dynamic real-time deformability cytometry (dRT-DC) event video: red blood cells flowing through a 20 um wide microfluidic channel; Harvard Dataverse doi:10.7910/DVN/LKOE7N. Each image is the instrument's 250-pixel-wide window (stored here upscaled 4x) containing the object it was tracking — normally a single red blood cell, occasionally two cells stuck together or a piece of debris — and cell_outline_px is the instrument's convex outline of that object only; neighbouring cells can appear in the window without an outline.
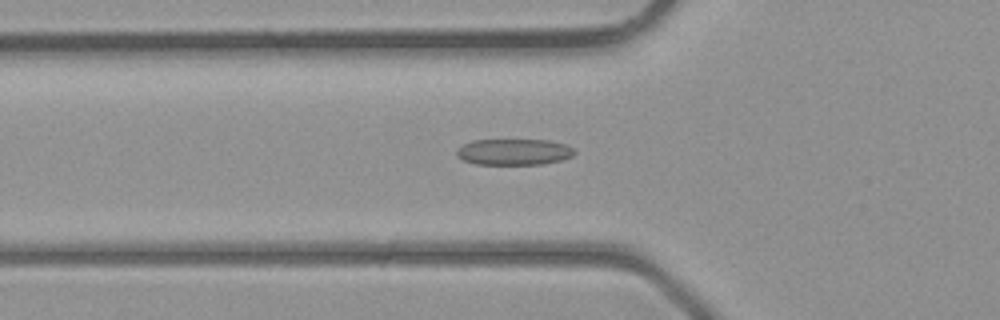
{"species": "common noctule bat (a hibernating species)", "species_latin": "Nyctalus noctula", "temperature_condition": "room temperature", "stored_images_in_passage": 36, "camera_frame_rate_fps": 3000, "um_per_image_px": 0.085, "animal": {"sex": "male", "body_mass_g": 23.1, "forearm_length_mm": 52.7}, "frame": {"image": 1, "passage_image": 9, "time_ms": 2.667, "image_size_px": [1000, 320], "cell_outline_px": [[576, 152], [572, 156], [560, 160], [540, 164], [476, 164], [464, 160], [456, 156], [456, 148], [472, 140], [548, 140], [568, 144]], "centroid_in_image_um": [43.67, 12.9], "position_along_channel_um": 82.1, "area_um2": 17.98}}
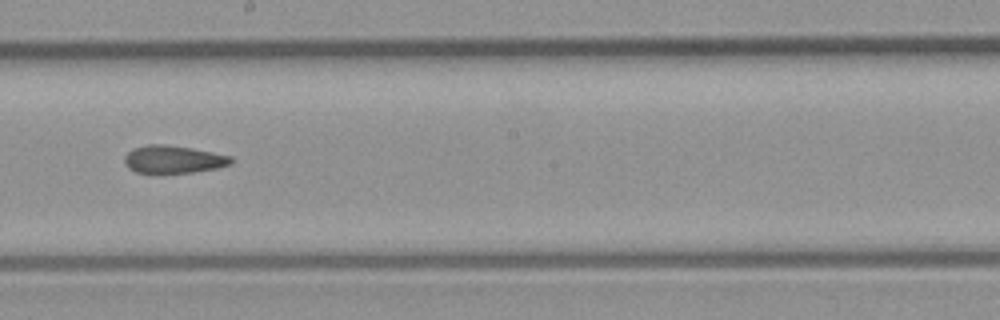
{"frame": {"image": 2, "passage_image": 18, "time_ms": 5.667, "image_size_px": [1000, 320], "cell_outline_px": [[232, 164], [216, 168], [192, 172], [136, 172], [128, 168], [124, 164], [124, 156], [132, 148], [148, 144], [164, 144], [192, 148], [232, 156]], "centroid_in_image_um": [14.71, 13.53], "position_along_channel_um": 233.5, "area_um2": 17.11}}
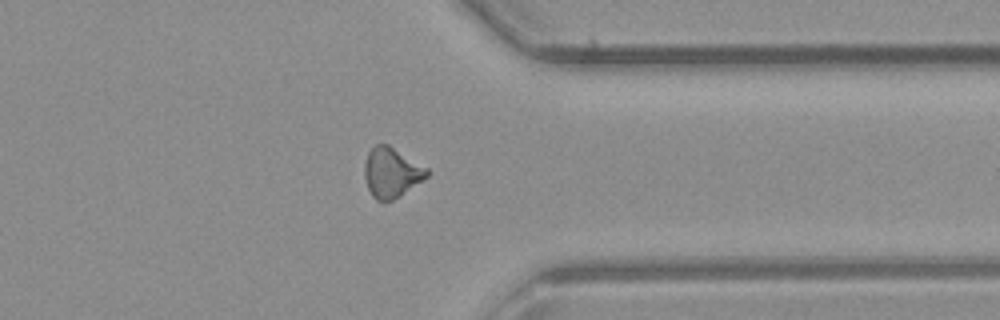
{"frame": {"image": 3, "passage_image": 27, "time_ms": 8.667, "image_size_px": [1000, 320], "cell_outline_px": [[428, 176], [392, 200], [384, 204], [376, 200], [372, 196], [368, 188], [364, 176], [364, 164], [368, 152], [376, 144], [388, 144], [428, 168]], "centroid_in_image_um": [33.24, 14.67], "position_along_channel_um": 378.2, "area_um2": 18.09}}